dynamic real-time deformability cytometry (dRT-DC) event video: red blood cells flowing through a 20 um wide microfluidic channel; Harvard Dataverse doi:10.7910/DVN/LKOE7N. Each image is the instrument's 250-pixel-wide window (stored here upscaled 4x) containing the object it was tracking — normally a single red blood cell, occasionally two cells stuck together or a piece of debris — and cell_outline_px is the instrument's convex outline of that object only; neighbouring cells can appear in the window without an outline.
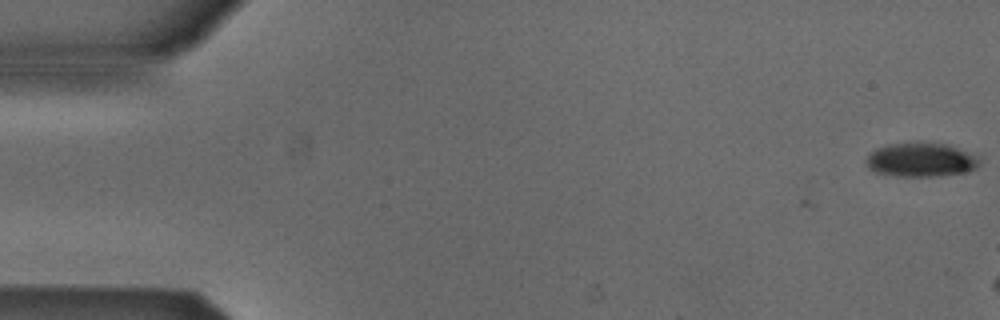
{"species": "Egyptian fruit bat (a non-hibernating species)", "species_latin": "Rousettus aegyptiacus", "temperature_condition": "cold", "stored_images_in_passage": 6, "camera_frame_rate_fps": 3000, "um_per_image_px": 0.085, "animal": {"sex": "male"}, "frame": {"image": 1, "passage_image": 1, "time_ms": 0.0, "image_size_px": [1000, 320], "cell_outline_px": [[980, 164], [976, 168], [964, 172], [936, 176], [896, 176], [876, 172], [868, 168], [864, 160], [876, 148], [892, 144], [948, 144], [976, 156], [980, 160]], "centroid_in_image_um": [78.26, 13.61], "position_along_channel_um": 6.7, "area_um2": 21.91}}